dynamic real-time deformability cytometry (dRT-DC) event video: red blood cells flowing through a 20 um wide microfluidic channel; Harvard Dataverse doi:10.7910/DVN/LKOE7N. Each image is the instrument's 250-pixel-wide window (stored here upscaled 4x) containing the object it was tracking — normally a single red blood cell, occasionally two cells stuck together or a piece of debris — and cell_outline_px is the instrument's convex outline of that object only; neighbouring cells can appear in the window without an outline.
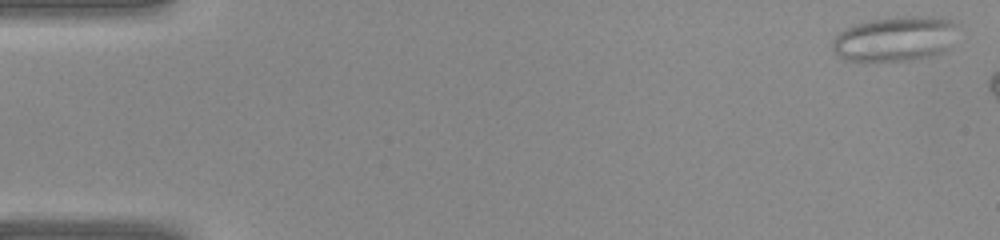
{"species": "common noctule bat (a hibernating species)", "species_latin": "Nyctalus noctula", "temperature_condition": "warm", "stored_images_in_passage": 5, "camera_frame_rate_fps": 3000, "um_per_image_px": 0.085, "animal": {"sex": "female", "body_mass_g": 22.0, "forearm_length_mm": 56.7}, "frame": {"image": 1, "passage_image": 1, "time_ms": 0.0, "image_size_px": [1000, 240], "cell_outline_px": [[960, 24], [948, 48], [944, 52], [932, 56], [912, 60], [844, 60], [836, 56], [832, 48], [832, 44], [836, 36], [844, 28], [852, 24], [864, 20], [896, 16], [932, 16], [952, 20]], "centroid_in_image_um": [76.09, 3.27], "position_along_channel_um": 8.9, "area_um2": 33.35}}